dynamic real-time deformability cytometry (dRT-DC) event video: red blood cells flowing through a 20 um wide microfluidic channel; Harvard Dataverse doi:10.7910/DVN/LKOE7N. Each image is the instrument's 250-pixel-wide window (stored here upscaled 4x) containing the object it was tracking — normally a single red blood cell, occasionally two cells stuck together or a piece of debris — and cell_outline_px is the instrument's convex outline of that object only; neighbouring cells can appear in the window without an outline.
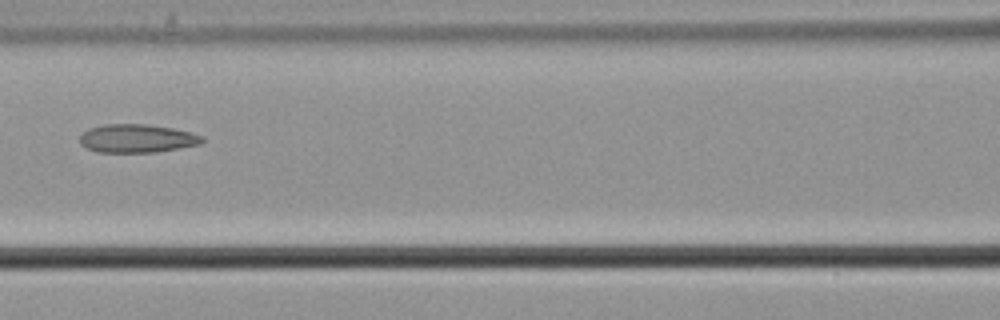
{"species": "common noctule bat (a hibernating species)", "species_latin": "Nyctalus noctula", "temperature_condition": "cold", "stored_images_in_passage": 5, "camera_frame_rate_fps": 3000, "um_per_image_px": 0.085, "animal": {"sex": "male", "body_mass_g": 21.5, "forearm_length_mm": 52.0}, "frame": {"image": 1, "passage_image": 5, "time_ms": 1.333, "image_size_px": [1000, 320], "cell_outline_px": [[204, 140], [200, 144], [152, 152], [96, 152], [80, 144], [80, 136], [88, 128], [104, 124], [148, 124], [172, 128], [192, 132], [204, 136]], "centroid_in_image_um": [11.64, 11.75], "position_along_channel_um": 155.0, "area_um2": 20.17}}